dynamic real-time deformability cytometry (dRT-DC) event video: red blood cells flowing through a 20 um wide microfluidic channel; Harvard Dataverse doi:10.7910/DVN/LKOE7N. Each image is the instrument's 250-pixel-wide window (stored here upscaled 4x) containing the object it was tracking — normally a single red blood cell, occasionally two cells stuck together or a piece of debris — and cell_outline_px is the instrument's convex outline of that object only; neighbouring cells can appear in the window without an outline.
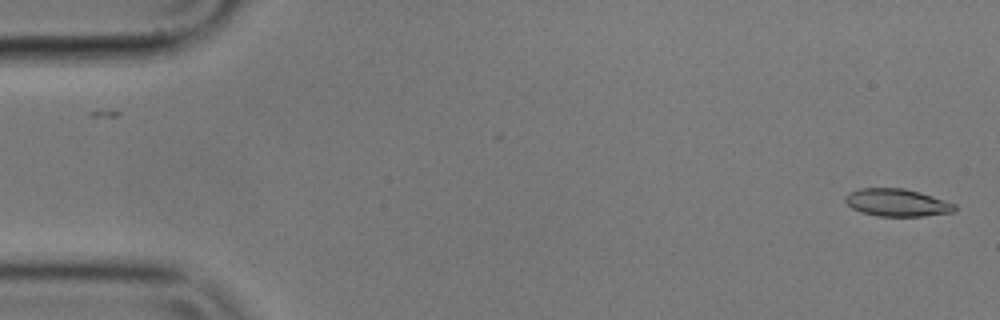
{"species": "common noctule bat (a hibernating species)", "species_latin": "Nyctalus noctula", "temperature_condition": "cold", "stored_images_in_passage": 3, "camera_frame_rate_fps": 3000, "um_per_image_px": 0.085, "animal": {"sex": "male", "body_mass_g": 17.9}, "frame": {"image": 1, "passage_image": 1, "time_ms": 0.0, "image_size_px": [1000, 320], "cell_outline_px": [[956, 208], [952, 212], [924, 216], [876, 216], [860, 212], [852, 208], [844, 200], [844, 196], [848, 192], [860, 188], [904, 188], [920, 192], [956, 204]], "centroid_in_image_um": [76.21, 17.22], "position_along_channel_um": 8.8, "area_um2": 17.63}}